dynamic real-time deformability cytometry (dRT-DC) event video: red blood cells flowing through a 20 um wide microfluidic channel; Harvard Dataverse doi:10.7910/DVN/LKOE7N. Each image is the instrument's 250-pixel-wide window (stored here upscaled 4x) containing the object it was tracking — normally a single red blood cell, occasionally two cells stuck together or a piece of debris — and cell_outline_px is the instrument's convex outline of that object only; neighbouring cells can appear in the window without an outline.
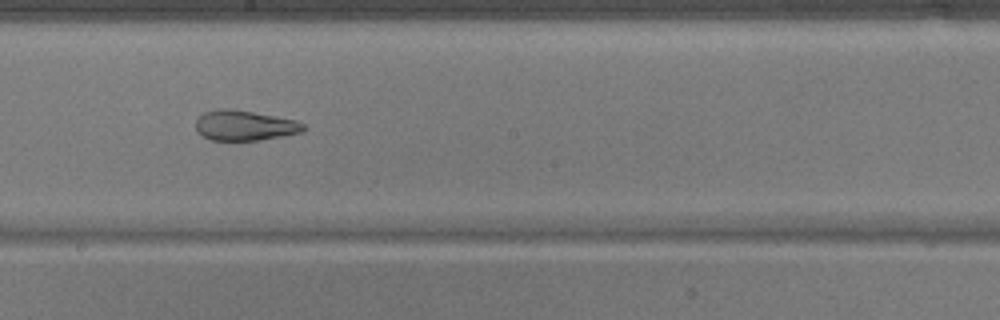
{"species": "common noctule bat (a hibernating species)", "species_latin": "Nyctalus noctula", "temperature_condition": "warm", "stored_images_in_passage": 51, "camera_frame_rate_fps": 3000, "um_per_image_px": 0.085, "animal": {"sex": "male", "body_mass_g": 17.9}, "frame": {"image": 1, "passage_image": 29, "time_ms": 9.333, "image_size_px": [1000, 320], "cell_outline_px": [[304, 128], [300, 132], [260, 140], [208, 140], [196, 132], [196, 120], [204, 112], [216, 108], [224, 108], [252, 112], [296, 120], [304, 124]], "centroid_in_image_um": [20.72, 10.66], "position_along_channel_um": 227.5, "area_um2": 18.79}}
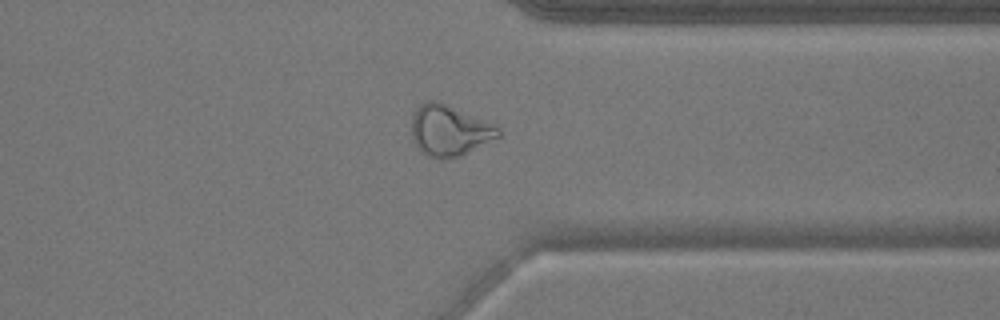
{"frame": {"image": 2, "passage_image": 40, "time_ms": 13.0, "image_size_px": [1000, 320], "cell_outline_px": [[500, 136], [460, 156], [432, 156], [424, 152], [416, 144], [412, 136], [412, 116], [416, 108], [420, 104], [428, 100], [440, 100], [496, 124], [500, 128]], "centroid_in_image_um": [38.23, 11.01], "position_along_channel_um": 373.2, "area_um2": 25.43}}
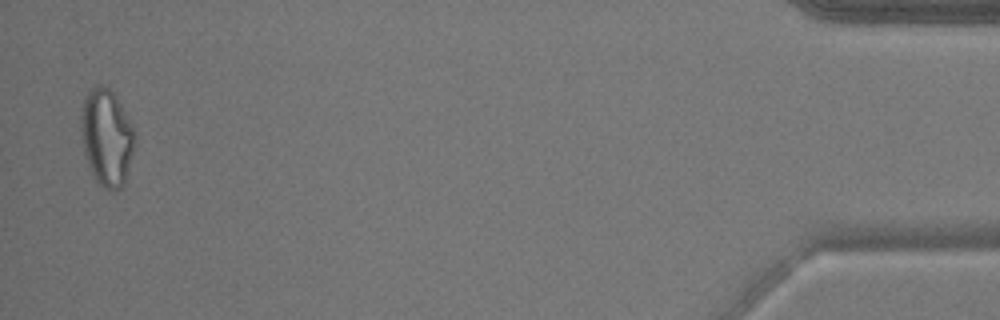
{"frame": {"image": 3, "passage_image": 50, "time_ms": 16.333, "image_size_px": [1000, 320], "cell_outline_px": [[136, 136], [124, 184], [120, 188], [104, 188], [96, 180], [84, 156], [80, 128], [80, 116], [84, 100], [92, 88], [100, 84], [108, 88], [112, 92], [124, 112]], "centroid_in_image_um": [9.03, 11.68], "position_along_channel_um": 426.2, "area_um2": 29.59}}